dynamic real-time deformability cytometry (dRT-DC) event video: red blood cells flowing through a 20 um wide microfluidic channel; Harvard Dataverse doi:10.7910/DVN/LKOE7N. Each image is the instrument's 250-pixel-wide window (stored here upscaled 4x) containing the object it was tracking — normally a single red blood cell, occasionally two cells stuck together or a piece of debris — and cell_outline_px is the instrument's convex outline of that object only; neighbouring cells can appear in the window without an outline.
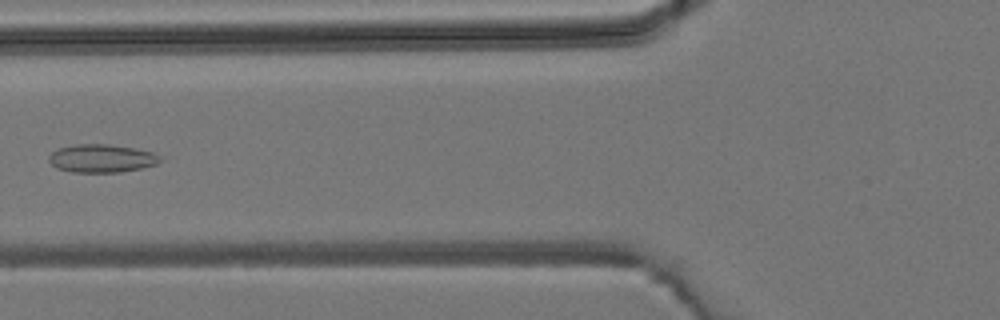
{"species": "common noctule bat (a hibernating species)", "species_latin": "Nyctalus noctula", "temperature_condition": "room temperature", "stored_images_in_passage": 6, "camera_frame_rate_fps": 3000, "um_per_image_px": 0.085, "animal": {"sex": "male", "body_mass_g": 19.2, "forearm_length_mm": 51.8}, "frame": {"image": 1, "passage_image": 5, "time_ms": 6.0, "image_size_px": [1000, 320], "cell_outline_px": [[160, 160], [156, 164], [140, 168], [120, 172], [72, 172], [56, 168], [48, 160], [48, 156], [52, 152], [60, 148], [76, 144], [108, 144], [136, 148], [152, 152], [160, 156]], "centroid_in_image_um": [8.62, 13.46], "position_along_channel_um": 117.2, "area_um2": 18.15}}
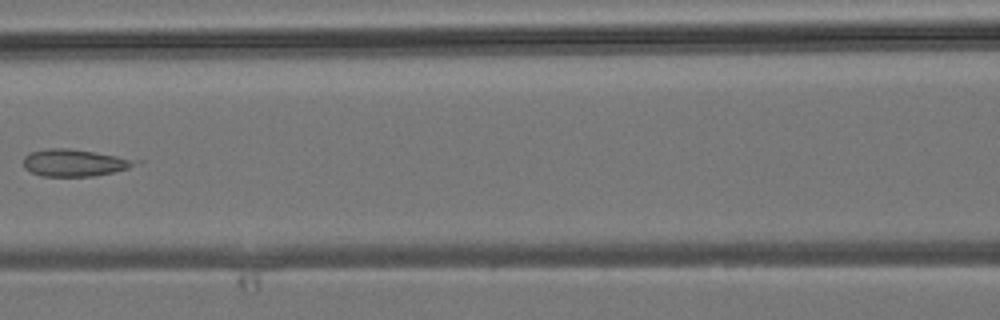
{"frame": {"image": 2, "passage_image": 6, "time_ms": 7.0, "image_size_px": [1000, 320], "cell_outline_px": [[144, 160], [140, 164], [128, 168], [112, 172], [92, 176], [40, 176], [24, 168], [24, 156], [28, 152], [48, 148], [68, 148]], "centroid_in_image_um": [6.36, 13.82], "position_along_channel_um": 160.2, "area_um2": 17.8}}